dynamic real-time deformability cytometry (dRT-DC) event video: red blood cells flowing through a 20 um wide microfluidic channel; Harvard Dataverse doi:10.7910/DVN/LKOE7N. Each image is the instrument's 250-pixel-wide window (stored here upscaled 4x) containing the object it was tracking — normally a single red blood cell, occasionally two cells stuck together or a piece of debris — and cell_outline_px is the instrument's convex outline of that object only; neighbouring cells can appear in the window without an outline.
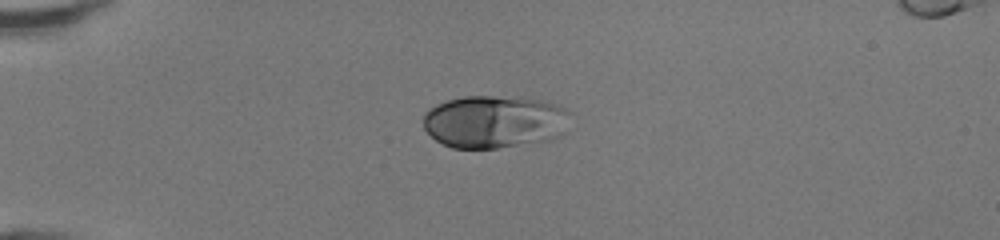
{"species": "human", "species_latin": "Homo sapiens", "temperature_condition": "room temperature", "stored_images_in_passage": 36, "camera_frame_rate_fps": 3000, "um_per_image_px": 0.085, "donor": {"sex": "female"}, "frame": {"image": 1, "passage_image": 1, "time_ms": 0.0, "image_size_px": [1000, 240], "cell_outline_px": [[572, 112], [564, 136], [548, 140], [496, 148], [452, 148], [436, 140], [424, 128], [424, 112], [428, 108], [436, 104], [448, 100], [464, 96], [492, 96], [540, 100], [556, 104]], "centroid_in_image_um": [42.06, 10.35], "position_along_channel_um": 42.9, "area_um2": 45.37}}
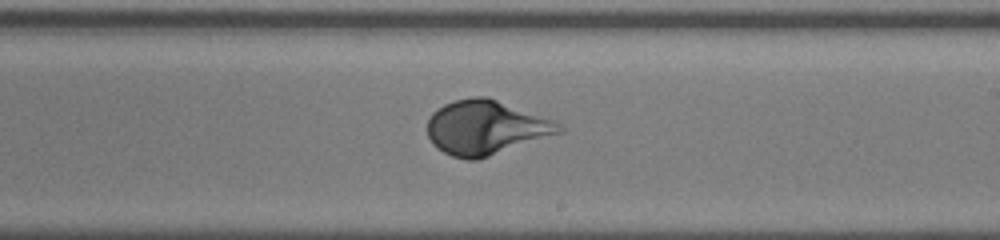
{"frame": {"image": 2, "passage_image": 18, "time_ms": 5.667, "image_size_px": [1000, 240], "cell_outline_px": [[564, 132], [476, 160], [468, 160], [452, 156], [444, 152], [432, 144], [428, 136], [428, 120], [432, 112], [444, 104], [456, 100], [472, 96], [488, 96], [552, 120], [560, 124], [564, 128]], "centroid_in_image_um": [41.28, 10.84], "position_along_channel_um": 247.7, "area_um2": 41.5}}
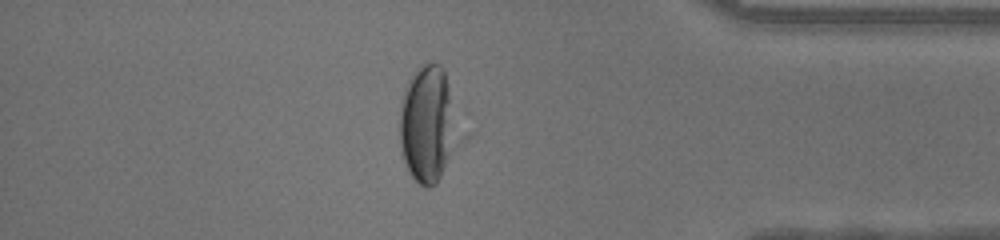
{"frame": {"image": 3, "passage_image": 30, "time_ms": 9.667, "image_size_px": [1000, 240], "cell_outline_px": [[448, 140], [444, 164], [440, 176], [436, 184], [428, 188], [420, 184], [408, 172], [400, 152], [400, 100], [404, 88], [412, 72], [420, 64], [440, 64], [444, 72], [448, 92]], "centroid_in_image_um": [36.1, 10.51], "position_along_channel_um": 399.1, "area_um2": 35.95}, "authors_computed_cell_mechanics": {"area_um2": 42.1362, "velocity_mm_per_s": 4.2844, "shape_relaxation_time_tau1_ms": 2.4943, "shape_relaxation_time_tau2_ms": null, "deformation_change_tau1": 0.1589, "deformation_change_tau2": null}}